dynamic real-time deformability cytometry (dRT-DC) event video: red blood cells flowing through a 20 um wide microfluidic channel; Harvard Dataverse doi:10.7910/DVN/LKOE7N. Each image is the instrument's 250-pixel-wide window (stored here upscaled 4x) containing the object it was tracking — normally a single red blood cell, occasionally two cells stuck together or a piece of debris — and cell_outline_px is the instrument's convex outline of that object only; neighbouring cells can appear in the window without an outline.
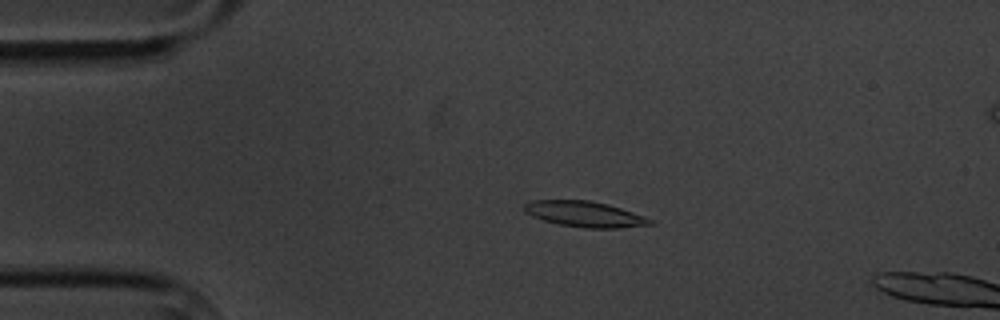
{"species": "common noctule bat (a hibernating species)", "species_latin": "Nyctalus noctula", "temperature_condition": "cold", "stored_images_in_passage": 5, "camera_frame_rate_fps": 3000, "um_per_image_px": 0.085, "animal": {"sex": "male", "body_mass_g": 20.1, "forearm_length_mm": 53.5}, "frame": {"image": 1, "passage_image": 4, "time_ms": 3.667, "image_size_px": [1000, 320], "cell_outline_px": [[656, 224], [620, 228], [584, 228], [560, 224], [544, 220], [532, 216], [524, 212], [524, 204], [528, 200], [588, 200], [608, 204], [656, 220]], "centroid_in_image_um": [49.73, 18.2], "position_along_channel_um": 35.3, "area_um2": 18.96}}